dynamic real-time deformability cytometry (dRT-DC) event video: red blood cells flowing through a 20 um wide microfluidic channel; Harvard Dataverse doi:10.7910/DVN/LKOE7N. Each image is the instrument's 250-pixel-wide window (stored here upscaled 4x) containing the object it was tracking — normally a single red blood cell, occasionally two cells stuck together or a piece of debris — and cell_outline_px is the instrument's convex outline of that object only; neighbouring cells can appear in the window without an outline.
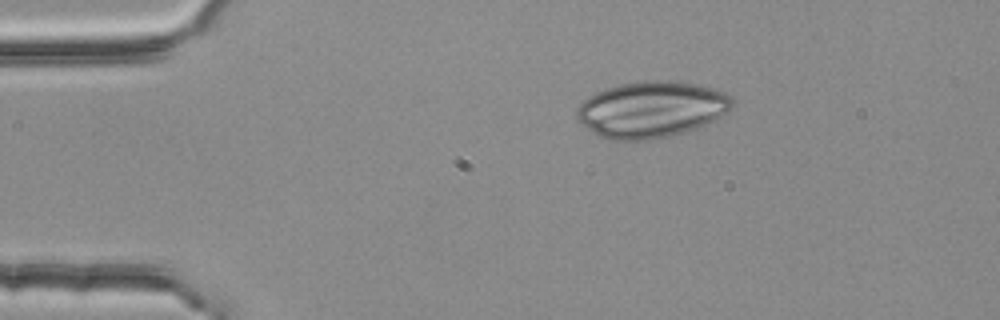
{"species": "common noctule bat (a hibernating species)", "species_latin": "Nyctalus noctula", "temperature_condition": "room temperature", "stored_images_in_passage": 3, "camera_frame_rate_fps": 3000, "um_per_image_px": 0.085, "animal": {"sex": "female", "body_mass_g": 25.1}, "frame": {"image": 1, "passage_image": 1, "time_ms": 0.0, "image_size_px": [1000, 320], "cell_outline_px": [[736, 100], [732, 108], [720, 116], [696, 128], [684, 132], [652, 140], [612, 140], [600, 136], [592, 132], [576, 120], [576, 108], [588, 96], [596, 92], [620, 84], [644, 80], [672, 80], [704, 84], [724, 92], [732, 96]], "centroid_in_image_um": [55.38, 9.28], "position_along_channel_um": 29.6, "area_um2": 51.44}}